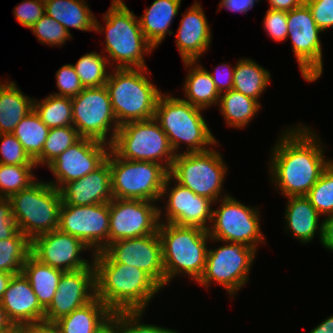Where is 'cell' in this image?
Segmentation results:
<instances>
[{"label":"cell","mask_w":333,"mask_h":333,"mask_svg":"<svg viewBox=\"0 0 333 333\" xmlns=\"http://www.w3.org/2000/svg\"><path fill=\"white\" fill-rule=\"evenodd\" d=\"M317 136L311 128L299 124L280 135L268 167L270 181L281 195L306 196L333 161L324 158V146Z\"/></svg>","instance_id":"obj_1"},{"label":"cell","mask_w":333,"mask_h":333,"mask_svg":"<svg viewBox=\"0 0 333 333\" xmlns=\"http://www.w3.org/2000/svg\"><path fill=\"white\" fill-rule=\"evenodd\" d=\"M95 268V297L114 314L145 311L162 287L145 271L114 262L104 251L92 255Z\"/></svg>","instance_id":"obj_2"},{"label":"cell","mask_w":333,"mask_h":333,"mask_svg":"<svg viewBox=\"0 0 333 333\" xmlns=\"http://www.w3.org/2000/svg\"><path fill=\"white\" fill-rule=\"evenodd\" d=\"M162 93L157 101L154 119L167 135L169 144L178 154L180 143L187 144L186 153L210 150L208 145L219 144L201 114L203 109L191 105L183 98Z\"/></svg>","instance_id":"obj_3"},{"label":"cell","mask_w":333,"mask_h":333,"mask_svg":"<svg viewBox=\"0 0 333 333\" xmlns=\"http://www.w3.org/2000/svg\"><path fill=\"white\" fill-rule=\"evenodd\" d=\"M158 233L162 243L165 285L177 275L198 281L207 256L208 231L198 227L178 226L160 219Z\"/></svg>","instance_id":"obj_4"},{"label":"cell","mask_w":333,"mask_h":333,"mask_svg":"<svg viewBox=\"0 0 333 333\" xmlns=\"http://www.w3.org/2000/svg\"><path fill=\"white\" fill-rule=\"evenodd\" d=\"M112 72L105 86L119 126L154 118L162 92L147 78L148 69L114 68Z\"/></svg>","instance_id":"obj_5"},{"label":"cell","mask_w":333,"mask_h":333,"mask_svg":"<svg viewBox=\"0 0 333 333\" xmlns=\"http://www.w3.org/2000/svg\"><path fill=\"white\" fill-rule=\"evenodd\" d=\"M103 19L105 27L95 18L94 30L96 33L105 31V52L108 53L106 59L109 64L117 63L115 68H147L144 55H149L154 47L145 38L138 17L124 5L110 7Z\"/></svg>","instance_id":"obj_6"},{"label":"cell","mask_w":333,"mask_h":333,"mask_svg":"<svg viewBox=\"0 0 333 333\" xmlns=\"http://www.w3.org/2000/svg\"><path fill=\"white\" fill-rule=\"evenodd\" d=\"M9 199L18 230L30 241L59 228L62 197L50 183L36 180Z\"/></svg>","instance_id":"obj_7"},{"label":"cell","mask_w":333,"mask_h":333,"mask_svg":"<svg viewBox=\"0 0 333 333\" xmlns=\"http://www.w3.org/2000/svg\"><path fill=\"white\" fill-rule=\"evenodd\" d=\"M106 159L111 171L113 198L160 201L169 171L151 161H133L120 158L111 148Z\"/></svg>","instance_id":"obj_8"},{"label":"cell","mask_w":333,"mask_h":333,"mask_svg":"<svg viewBox=\"0 0 333 333\" xmlns=\"http://www.w3.org/2000/svg\"><path fill=\"white\" fill-rule=\"evenodd\" d=\"M110 148L120 158L156 162L168 171L176 155L167 135L154 118L121 125Z\"/></svg>","instance_id":"obj_9"},{"label":"cell","mask_w":333,"mask_h":333,"mask_svg":"<svg viewBox=\"0 0 333 333\" xmlns=\"http://www.w3.org/2000/svg\"><path fill=\"white\" fill-rule=\"evenodd\" d=\"M216 150L175 155L169 175L179 184L214 203L220 200L227 166ZM221 194V195H220Z\"/></svg>","instance_id":"obj_10"},{"label":"cell","mask_w":333,"mask_h":333,"mask_svg":"<svg viewBox=\"0 0 333 333\" xmlns=\"http://www.w3.org/2000/svg\"><path fill=\"white\" fill-rule=\"evenodd\" d=\"M220 200L208 229L212 242L241 243L256 250L257 244H265L258 208L246 206L227 193Z\"/></svg>","instance_id":"obj_11"},{"label":"cell","mask_w":333,"mask_h":333,"mask_svg":"<svg viewBox=\"0 0 333 333\" xmlns=\"http://www.w3.org/2000/svg\"><path fill=\"white\" fill-rule=\"evenodd\" d=\"M71 101L73 127L77 129L80 137L111 146L120 126L107 87L84 88L79 95L72 97ZM108 131L112 132L110 139H107Z\"/></svg>","instance_id":"obj_12"},{"label":"cell","mask_w":333,"mask_h":333,"mask_svg":"<svg viewBox=\"0 0 333 333\" xmlns=\"http://www.w3.org/2000/svg\"><path fill=\"white\" fill-rule=\"evenodd\" d=\"M225 244L208 248L205 269L197 282L208 288L216 281L233 296L247 283L257 250L241 243Z\"/></svg>","instance_id":"obj_13"},{"label":"cell","mask_w":333,"mask_h":333,"mask_svg":"<svg viewBox=\"0 0 333 333\" xmlns=\"http://www.w3.org/2000/svg\"><path fill=\"white\" fill-rule=\"evenodd\" d=\"M288 34L302 77L308 82L316 81L323 73L322 43L320 28L315 23L311 10L304 2L287 12Z\"/></svg>","instance_id":"obj_14"},{"label":"cell","mask_w":333,"mask_h":333,"mask_svg":"<svg viewBox=\"0 0 333 333\" xmlns=\"http://www.w3.org/2000/svg\"><path fill=\"white\" fill-rule=\"evenodd\" d=\"M154 203L113 198L109 202V244L157 233L163 212Z\"/></svg>","instance_id":"obj_15"},{"label":"cell","mask_w":333,"mask_h":333,"mask_svg":"<svg viewBox=\"0 0 333 333\" xmlns=\"http://www.w3.org/2000/svg\"><path fill=\"white\" fill-rule=\"evenodd\" d=\"M109 224V203L61 205L58 229L78 238L89 250L92 249V255L103 251L109 244Z\"/></svg>","instance_id":"obj_16"},{"label":"cell","mask_w":333,"mask_h":333,"mask_svg":"<svg viewBox=\"0 0 333 333\" xmlns=\"http://www.w3.org/2000/svg\"><path fill=\"white\" fill-rule=\"evenodd\" d=\"M103 251L114 262L139 268L162 288L165 287L162 243L158 232L112 242Z\"/></svg>","instance_id":"obj_17"},{"label":"cell","mask_w":333,"mask_h":333,"mask_svg":"<svg viewBox=\"0 0 333 333\" xmlns=\"http://www.w3.org/2000/svg\"><path fill=\"white\" fill-rule=\"evenodd\" d=\"M109 150L106 143L81 137L47 166L56 178L49 183L60 190L66 183L86 176L106 160Z\"/></svg>","instance_id":"obj_18"},{"label":"cell","mask_w":333,"mask_h":333,"mask_svg":"<svg viewBox=\"0 0 333 333\" xmlns=\"http://www.w3.org/2000/svg\"><path fill=\"white\" fill-rule=\"evenodd\" d=\"M172 180L175 182V185L170 188L169 183ZM165 195H168L165 206L166 210H164L167 217L165 223L198 227L208 231L212 222L213 209L211 205L214 203L212 200L196 195L189 188L177 183L170 175L165 180L161 199L163 197L165 199Z\"/></svg>","instance_id":"obj_19"},{"label":"cell","mask_w":333,"mask_h":333,"mask_svg":"<svg viewBox=\"0 0 333 333\" xmlns=\"http://www.w3.org/2000/svg\"><path fill=\"white\" fill-rule=\"evenodd\" d=\"M89 249L78 238L56 229L31 240V255L41 263L62 271L88 268L92 264L80 253Z\"/></svg>","instance_id":"obj_20"},{"label":"cell","mask_w":333,"mask_h":333,"mask_svg":"<svg viewBox=\"0 0 333 333\" xmlns=\"http://www.w3.org/2000/svg\"><path fill=\"white\" fill-rule=\"evenodd\" d=\"M95 298L93 263L81 270L62 273L53 301L45 310L44 322L54 323Z\"/></svg>","instance_id":"obj_21"},{"label":"cell","mask_w":333,"mask_h":333,"mask_svg":"<svg viewBox=\"0 0 333 333\" xmlns=\"http://www.w3.org/2000/svg\"><path fill=\"white\" fill-rule=\"evenodd\" d=\"M0 303L12 324L32 326L44 321L45 310L22 272L12 276Z\"/></svg>","instance_id":"obj_22"},{"label":"cell","mask_w":333,"mask_h":333,"mask_svg":"<svg viewBox=\"0 0 333 333\" xmlns=\"http://www.w3.org/2000/svg\"><path fill=\"white\" fill-rule=\"evenodd\" d=\"M62 203L85 206L109 203L113 199L111 191V171L106 159L98 168L86 176L66 183L60 189Z\"/></svg>","instance_id":"obj_23"},{"label":"cell","mask_w":333,"mask_h":333,"mask_svg":"<svg viewBox=\"0 0 333 333\" xmlns=\"http://www.w3.org/2000/svg\"><path fill=\"white\" fill-rule=\"evenodd\" d=\"M176 34V45L183 62L198 61L211 44V28L200 3L185 11Z\"/></svg>","instance_id":"obj_24"},{"label":"cell","mask_w":333,"mask_h":333,"mask_svg":"<svg viewBox=\"0 0 333 333\" xmlns=\"http://www.w3.org/2000/svg\"><path fill=\"white\" fill-rule=\"evenodd\" d=\"M285 221L289 232L294 238L300 240L301 243H310L317 231L319 239L322 240V222L319 224L320 214L312 206L306 196H291L287 197ZM320 225V226H318Z\"/></svg>","instance_id":"obj_25"},{"label":"cell","mask_w":333,"mask_h":333,"mask_svg":"<svg viewBox=\"0 0 333 333\" xmlns=\"http://www.w3.org/2000/svg\"><path fill=\"white\" fill-rule=\"evenodd\" d=\"M182 0H155L138 21L147 41L154 47H158L165 39L166 34H173L168 29L172 20L178 15Z\"/></svg>","instance_id":"obj_26"},{"label":"cell","mask_w":333,"mask_h":333,"mask_svg":"<svg viewBox=\"0 0 333 333\" xmlns=\"http://www.w3.org/2000/svg\"><path fill=\"white\" fill-rule=\"evenodd\" d=\"M16 82H0V134L12 133L20 121L34 110V98L23 94Z\"/></svg>","instance_id":"obj_27"},{"label":"cell","mask_w":333,"mask_h":333,"mask_svg":"<svg viewBox=\"0 0 333 333\" xmlns=\"http://www.w3.org/2000/svg\"><path fill=\"white\" fill-rule=\"evenodd\" d=\"M45 14L55 19L67 32L70 27L81 31H94L95 18L84 0H44Z\"/></svg>","instance_id":"obj_28"},{"label":"cell","mask_w":333,"mask_h":333,"mask_svg":"<svg viewBox=\"0 0 333 333\" xmlns=\"http://www.w3.org/2000/svg\"><path fill=\"white\" fill-rule=\"evenodd\" d=\"M114 313L97 297L54 322L62 333H95Z\"/></svg>","instance_id":"obj_29"},{"label":"cell","mask_w":333,"mask_h":333,"mask_svg":"<svg viewBox=\"0 0 333 333\" xmlns=\"http://www.w3.org/2000/svg\"><path fill=\"white\" fill-rule=\"evenodd\" d=\"M199 61H185L184 65L188 68V75L184 83V92L191 105L200 109H206L212 105H217L220 93L215 87L209 72L198 64ZM194 66V67H193Z\"/></svg>","instance_id":"obj_30"},{"label":"cell","mask_w":333,"mask_h":333,"mask_svg":"<svg viewBox=\"0 0 333 333\" xmlns=\"http://www.w3.org/2000/svg\"><path fill=\"white\" fill-rule=\"evenodd\" d=\"M63 272L41 263L31 254L27 257L22 267V273L28 279L40 306L44 310L53 301Z\"/></svg>","instance_id":"obj_31"},{"label":"cell","mask_w":333,"mask_h":333,"mask_svg":"<svg viewBox=\"0 0 333 333\" xmlns=\"http://www.w3.org/2000/svg\"><path fill=\"white\" fill-rule=\"evenodd\" d=\"M269 71L252 59H240L234 69L233 90L249 96L259 102V97L269 86Z\"/></svg>","instance_id":"obj_32"},{"label":"cell","mask_w":333,"mask_h":333,"mask_svg":"<svg viewBox=\"0 0 333 333\" xmlns=\"http://www.w3.org/2000/svg\"><path fill=\"white\" fill-rule=\"evenodd\" d=\"M218 105L227 126L244 128L261 108L260 103L235 90L220 94Z\"/></svg>","instance_id":"obj_33"},{"label":"cell","mask_w":333,"mask_h":333,"mask_svg":"<svg viewBox=\"0 0 333 333\" xmlns=\"http://www.w3.org/2000/svg\"><path fill=\"white\" fill-rule=\"evenodd\" d=\"M49 130L33 110L20 121L12 134L22 144L31 159L35 161L42 153Z\"/></svg>","instance_id":"obj_34"},{"label":"cell","mask_w":333,"mask_h":333,"mask_svg":"<svg viewBox=\"0 0 333 333\" xmlns=\"http://www.w3.org/2000/svg\"><path fill=\"white\" fill-rule=\"evenodd\" d=\"M34 110L49 129L73 125L70 97L51 94L39 102L34 100Z\"/></svg>","instance_id":"obj_35"},{"label":"cell","mask_w":333,"mask_h":333,"mask_svg":"<svg viewBox=\"0 0 333 333\" xmlns=\"http://www.w3.org/2000/svg\"><path fill=\"white\" fill-rule=\"evenodd\" d=\"M31 254V241L17 231L11 238L0 240V271L19 274Z\"/></svg>","instance_id":"obj_36"},{"label":"cell","mask_w":333,"mask_h":333,"mask_svg":"<svg viewBox=\"0 0 333 333\" xmlns=\"http://www.w3.org/2000/svg\"><path fill=\"white\" fill-rule=\"evenodd\" d=\"M108 64L105 56L94 51L81 56L73 67L84 88H96L105 86L109 76Z\"/></svg>","instance_id":"obj_37"},{"label":"cell","mask_w":333,"mask_h":333,"mask_svg":"<svg viewBox=\"0 0 333 333\" xmlns=\"http://www.w3.org/2000/svg\"><path fill=\"white\" fill-rule=\"evenodd\" d=\"M80 138L77 129H75L73 125L51 128L44 143L41 155L34 161L36 166H48Z\"/></svg>","instance_id":"obj_38"},{"label":"cell","mask_w":333,"mask_h":333,"mask_svg":"<svg viewBox=\"0 0 333 333\" xmlns=\"http://www.w3.org/2000/svg\"><path fill=\"white\" fill-rule=\"evenodd\" d=\"M34 167L37 166L0 163V198H10L33 184L37 180L32 173Z\"/></svg>","instance_id":"obj_39"},{"label":"cell","mask_w":333,"mask_h":333,"mask_svg":"<svg viewBox=\"0 0 333 333\" xmlns=\"http://www.w3.org/2000/svg\"><path fill=\"white\" fill-rule=\"evenodd\" d=\"M306 197L321 216L333 214V161L322 172Z\"/></svg>","instance_id":"obj_40"},{"label":"cell","mask_w":333,"mask_h":333,"mask_svg":"<svg viewBox=\"0 0 333 333\" xmlns=\"http://www.w3.org/2000/svg\"><path fill=\"white\" fill-rule=\"evenodd\" d=\"M31 31L39 42L49 46H62L66 40L72 39L61 24L46 14L31 27Z\"/></svg>","instance_id":"obj_41"},{"label":"cell","mask_w":333,"mask_h":333,"mask_svg":"<svg viewBox=\"0 0 333 333\" xmlns=\"http://www.w3.org/2000/svg\"><path fill=\"white\" fill-rule=\"evenodd\" d=\"M0 163L4 165H36L12 133L0 134Z\"/></svg>","instance_id":"obj_42"},{"label":"cell","mask_w":333,"mask_h":333,"mask_svg":"<svg viewBox=\"0 0 333 333\" xmlns=\"http://www.w3.org/2000/svg\"><path fill=\"white\" fill-rule=\"evenodd\" d=\"M144 311H121L115 313L121 320L123 333H178L175 330L152 324H143L140 318ZM140 323V324H139Z\"/></svg>","instance_id":"obj_43"},{"label":"cell","mask_w":333,"mask_h":333,"mask_svg":"<svg viewBox=\"0 0 333 333\" xmlns=\"http://www.w3.org/2000/svg\"><path fill=\"white\" fill-rule=\"evenodd\" d=\"M56 83L60 91L59 93H53L56 96L72 98L79 95L84 89L72 64H65L57 70Z\"/></svg>","instance_id":"obj_44"},{"label":"cell","mask_w":333,"mask_h":333,"mask_svg":"<svg viewBox=\"0 0 333 333\" xmlns=\"http://www.w3.org/2000/svg\"><path fill=\"white\" fill-rule=\"evenodd\" d=\"M14 17L22 26L31 27L45 14L44 0H26L13 9Z\"/></svg>","instance_id":"obj_45"},{"label":"cell","mask_w":333,"mask_h":333,"mask_svg":"<svg viewBox=\"0 0 333 333\" xmlns=\"http://www.w3.org/2000/svg\"><path fill=\"white\" fill-rule=\"evenodd\" d=\"M263 20L264 29L269 37L277 42L287 39V12L269 8Z\"/></svg>","instance_id":"obj_46"},{"label":"cell","mask_w":333,"mask_h":333,"mask_svg":"<svg viewBox=\"0 0 333 333\" xmlns=\"http://www.w3.org/2000/svg\"><path fill=\"white\" fill-rule=\"evenodd\" d=\"M320 30L333 28V0H305Z\"/></svg>","instance_id":"obj_47"},{"label":"cell","mask_w":333,"mask_h":333,"mask_svg":"<svg viewBox=\"0 0 333 333\" xmlns=\"http://www.w3.org/2000/svg\"><path fill=\"white\" fill-rule=\"evenodd\" d=\"M18 231L9 198H0V240L11 238Z\"/></svg>","instance_id":"obj_48"},{"label":"cell","mask_w":333,"mask_h":333,"mask_svg":"<svg viewBox=\"0 0 333 333\" xmlns=\"http://www.w3.org/2000/svg\"><path fill=\"white\" fill-rule=\"evenodd\" d=\"M235 66L226 63L216 67L214 73L209 72L213 79L216 89L220 94L233 89V74ZM225 70V71H224Z\"/></svg>","instance_id":"obj_49"},{"label":"cell","mask_w":333,"mask_h":333,"mask_svg":"<svg viewBox=\"0 0 333 333\" xmlns=\"http://www.w3.org/2000/svg\"><path fill=\"white\" fill-rule=\"evenodd\" d=\"M255 2L259 0H221L219 9L226 8L230 11L245 13L253 8Z\"/></svg>","instance_id":"obj_50"},{"label":"cell","mask_w":333,"mask_h":333,"mask_svg":"<svg viewBox=\"0 0 333 333\" xmlns=\"http://www.w3.org/2000/svg\"><path fill=\"white\" fill-rule=\"evenodd\" d=\"M321 244L329 251H333V214L326 216L322 221Z\"/></svg>","instance_id":"obj_51"},{"label":"cell","mask_w":333,"mask_h":333,"mask_svg":"<svg viewBox=\"0 0 333 333\" xmlns=\"http://www.w3.org/2000/svg\"><path fill=\"white\" fill-rule=\"evenodd\" d=\"M95 333H123L120 318L113 314Z\"/></svg>","instance_id":"obj_52"},{"label":"cell","mask_w":333,"mask_h":333,"mask_svg":"<svg viewBox=\"0 0 333 333\" xmlns=\"http://www.w3.org/2000/svg\"><path fill=\"white\" fill-rule=\"evenodd\" d=\"M304 2L305 0H268V3H270V9L285 12L301 6Z\"/></svg>","instance_id":"obj_53"},{"label":"cell","mask_w":333,"mask_h":333,"mask_svg":"<svg viewBox=\"0 0 333 333\" xmlns=\"http://www.w3.org/2000/svg\"><path fill=\"white\" fill-rule=\"evenodd\" d=\"M31 333H62L55 323L39 322L31 326Z\"/></svg>","instance_id":"obj_54"},{"label":"cell","mask_w":333,"mask_h":333,"mask_svg":"<svg viewBox=\"0 0 333 333\" xmlns=\"http://www.w3.org/2000/svg\"><path fill=\"white\" fill-rule=\"evenodd\" d=\"M309 333H333V315L327 317Z\"/></svg>","instance_id":"obj_55"},{"label":"cell","mask_w":333,"mask_h":333,"mask_svg":"<svg viewBox=\"0 0 333 333\" xmlns=\"http://www.w3.org/2000/svg\"><path fill=\"white\" fill-rule=\"evenodd\" d=\"M13 275L14 274L0 271V301Z\"/></svg>","instance_id":"obj_56"},{"label":"cell","mask_w":333,"mask_h":333,"mask_svg":"<svg viewBox=\"0 0 333 333\" xmlns=\"http://www.w3.org/2000/svg\"><path fill=\"white\" fill-rule=\"evenodd\" d=\"M0 333H31V326L12 324L7 330Z\"/></svg>","instance_id":"obj_57"},{"label":"cell","mask_w":333,"mask_h":333,"mask_svg":"<svg viewBox=\"0 0 333 333\" xmlns=\"http://www.w3.org/2000/svg\"><path fill=\"white\" fill-rule=\"evenodd\" d=\"M12 323L8 320L4 308L0 303V332L7 330Z\"/></svg>","instance_id":"obj_58"},{"label":"cell","mask_w":333,"mask_h":333,"mask_svg":"<svg viewBox=\"0 0 333 333\" xmlns=\"http://www.w3.org/2000/svg\"><path fill=\"white\" fill-rule=\"evenodd\" d=\"M126 5L122 0H112L111 7H121Z\"/></svg>","instance_id":"obj_59"}]
</instances>
